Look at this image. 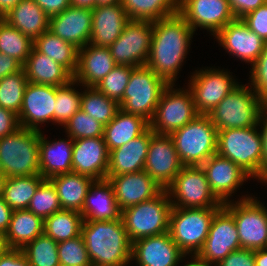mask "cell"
Instances as JSON below:
<instances>
[{
  "label": "cell",
  "instance_id": "14",
  "mask_svg": "<svg viewBox=\"0 0 267 266\" xmlns=\"http://www.w3.org/2000/svg\"><path fill=\"white\" fill-rule=\"evenodd\" d=\"M241 249L233 215L221 206L214 214L208 236L194 257L197 261L215 266L232 251Z\"/></svg>",
  "mask_w": 267,
  "mask_h": 266
},
{
  "label": "cell",
  "instance_id": "49",
  "mask_svg": "<svg viewBox=\"0 0 267 266\" xmlns=\"http://www.w3.org/2000/svg\"><path fill=\"white\" fill-rule=\"evenodd\" d=\"M249 29L267 42V3L241 18Z\"/></svg>",
  "mask_w": 267,
  "mask_h": 266
},
{
  "label": "cell",
  "instance_id": "59",
  "mask_svg": "<svg viewBox=\"0 0 267 266\" xmlns=\"http://www.w3.org/2000/svg\"><path fill=\"white\" fill-rule=\"evenodd\" d=\"M255 266H267V248L255 250Z\"/></svg>",
  "mask_w": 267,
  "mask_h": 266
},
{
  "label": "cell",
  "instance_id": "61",
  "mask_svg": "<svg viewBox=\"0 0 267 266\" xmlns=\"http://www.w3.org/2000/svg\"><path fill=\"white\" fill-rule=\"evenodd\" d=\"M8 245L6 243L5 233L0 231V256L8 250Z\"/></svg>",
  "mask_w": 267,
  "mask_h": 266
},
{
  "label": "cell",
  "instance_id": "38",
  "mask_svg": "<svg viewBox=\"0 0 267 266\" xmlns=\"http://www.w3.org/2000/svg\"><path fill=\"white\" fill-rule=\"evenodd\" d=\"M83 221L81 213L62 209L44 220V234L55 242L70 240L81 235Z\"/></svg>",
  "mask_w": 267,
  "mask_h": 266
},
{
  "label": "cell",
  "instance_id": "42",
  "mask_svg": "<svg viewBox=\"0 0 267 266\" xmlns=\"http://www.w3.org/2000/svg\"><path fill=\"white\" fill-rule=\"evenodd\" d=\"M28 83L24 69L0 80V106L19 114L25 87Z\"/></svg>",
  "mask_w": 267,
  "mask_h": 266
},
{
  "label": "cell",
  "instance_id": "55",
  "mask_svg": "<svg viewBox=\"0 0 267 266\" xmlns=\"http://www.w3.org/2000/svg\"><path fill=\"white\" fill-rule=\"evenodd\" d=\"M258 126L262 138V171L267 169V106L261 111Z\"/></svg>",
  "mask_w": 267,
  "mask_h": 266
},
{
  "label": "cell",
  "instance_id": "50",
  "mask_svg": "<svg viewBox=\"0 0 267 266\" xmlns=\"http://www.w3.org/2000/svg\"><path fill=\"white\" fill-rule=\"evenodd\" d=\"M215 266H255V250L241 248L232 251Z\"/></svg>",
  "mask_w": 267,
  "mask_h": 266
},
{
  "label": "cell",
  "instance_id": "8",
  "mask_svg": "<svg viewBox=\"0 0 267 266\" xmlns=\"http://www.w3.org/2000/svg\"><path fill=\"white\" fill-rule=\"evenodd\" d=\"M220 207H172L169 216V233L179 249L191 258L203 247L212 219Z\"/></svg>",
  "mask_w": 267,
  "mask_h": 266
},
{
  "label": "cell",
  "instance_id": "35",
  "mask_svg": "<svg viewBox=\"0 0 267 266\" xmlns=\"http://www.w3.org/2000/svg\"><path fill=\"white\" fill-rule=\"evenodd\" d=\"M34 48L65 67L72 75L75 74L78 48L72 43L64 41L48 30L34 40Z\"/></svg>",
  "mask_w": 267,
  "mask_h": 266
},
{
  "label": "cell",
  "instance_id": "60",
  "mask_svg": "<svg viewBox=\"0 0 267 266\" xmlns=\"http://www.w3.org/2000/svg\"><path fill=\"white\" fill-rule=\"evenodd\" d=\"M71 6L93 9L95 8V0H70Z\"/></svg>",
  "mask_w": 267,
  "mask_h": 266
},
{
  "label": "cell",
  "instance_id": "13",
  "mask_svg": "<svg viewBox=\"0 0 267 266\" xmlns=\"http://www.w3.org/2000/svg\"><path fill=\"white\" fill-rule=\"evenodd\" d=\"M238 83L230 71L213 67L195 70L187 86L199 115H208Z\"/></svg>",
  "mask_w": 267,
  "mask_h": 266
},
{
  "label": "cell",
  "instance_id": "30",
  "mask_svg": "<svg viewBox=\"0 0 267 266\" xmlns=\"http://www.w3.org/2000/svg\"><path fill=\"white\" fill-rule=\"evenodd\" d=\"M22 68L28 82L62 86L73 80V75L50 57L38 52L34 47Z\"/></svg>",
  "mask_w": 267,
  "mask_h": 266
},
{
  "label": "cell",
  "instance_id": "19",
  "mask_svg": "<svg viewBox=\"0 0 267 266\" xmlns=\"http://www.w3.org/2000/svg\"><path fill=\"white\" fill-rule=\"evenodd\" d=\"M214 37L227 53L251 65L259 57L266 43L251 31L241 18L229 22Z\"/></svg>",
  "mask_w": 267,
  "mask_h": 266
},
{
  "label": "cell",
  "instance_id": "9",
  "mask_svg": "<svg viewBox=\"0 0 267 266\" xmlns=\"http://www.w3.org/2000/svg\"><path fill=\"white\" fill-rule=\"evenodd\" d=\"M168 85L146 65L134 67L123 98L119 102L120 109L150 122L162 92Z\"/></svg>",
  "mask_w": 267,
  "mask_h": 266
},
{
  "label": "cell",
  "instance_id": "17",
  "mask_svg": "<svg viewBox=\"0 0 267 266\" xmlns=\"http://www.w3.org/2000/svg\"><path fill=\"white\" fill-rule=\"evenodd\" d=\"M178 13L194 32L199 27L213 36L235 19L229 0H179Z\"/></svg>",
  "mask_w": 267,
  "mask_h": 266
},
{
  "label": "cell",
  "instance_id": "41",
  "mask_svg": "<svg viewBox=\"0 0 267 266\" xmlns=\"http://www.w3.org/2000/svg\"><path fill=\"white\" fill-rule=\"evenodd\" d=\"M57 248L58 242L42 234L21 250L30 266H60Z\"/></svg>",
  "mask_w": 267,
  "mask_h": 266
},
{
  "label": "cell",
  "instance_id": "48",
  "mask_svg": "<svg viewBox=\"0 0 267 266\" xmlns=\"http://www.w3.org/2000/svg\"><path fill=\"white\" fill-rule=\"evenodd\" d=\"M250 68V82L248 84L257 95L267 104V42L264 49L251 65Z\"/></svg>",
  "mask_w": 267,
  "mask_h": 266
},
{
  "label": "cell",
  "instance_id": "51",
  "mask_svg": "<svg viewBox=\"0 0 267 266\" xmlns=\"http://www.w3.org/2000/svg\"><path fill=\"white\" fill-rule=\"evenodd\" d=\"M18 128V115L0 106V138L14 133Z\"/></svg>",
  "mask_w": 267,
  "mask_h": 266
},
{
  "label": "cell",
  "instance_id": "2",
  "mask_svg": "<svg viewBox=\"0 0 267 266\" xmlns=\"http://www.w3.org/2000/svg\"><path fill=\"white\" fill-rule=\"evenodd\" d=\"M81 235L92 266H127L131 263L132 242L122 218L84 220Z\"/></svg>",
  "mask_w": 267,
  "mask_h": 266
},
{
  "label": "cell",
  "instance_id": "26",
  "mask_svg": "<svg viewBox=\"0 0 267 266\" xmlns=\"http://www.w3.org/2000/svg\"><path fill=\"white\" fill-rule=\"evenodd\" d=\"M129 17L121 3L100 5L92 9L90 44L109 47L123 32Z\"/></svg>",
  "mask_w": 267,
  "mask_h": 266
},
{
  "label": "cell",
  "instance_id": "36",
  "mask_svg": "<svg viewBox=\"0 0 267 266\" xmlns=\"http://www.w3.org/2000/svg\"><path fill=\"white\" fill-rule=\"evenodd\" d=\"M131 20L158 21L179 11V0H121Z\"/></svg>",
  "mask_w": 267,
  "mask_h": 266
},
{
  "label": "cell",
  "instance_id": "11",
  "mask_svg": "<svg viewBox=\"0 0 267 266\" xmlns=\"http://www.w3.org/2000/svg\"><path fill=\"white\" fill-rule=\"evenodd\" d=\"M169 84L160 97L149 127L155 134L170 135L193 121L199 113L196 110L191 91L175 89Z\"/></svg>",
  "mask_w": 267,
  "mask_h": 266
},
{
  "label": "cell",
  "instance_id": "39",
  "mask_svg": "<svg viewBox=\"0 0 267 266\" xmlns=\"http://www.w3.org/2000/svg\"><path fill=\"white\" fill-rule=\"evenodd\" d=\"M83 88L85 89L81 95V110L104 126L110 123L120 110L119 103L99 92L95 87Z\"/></svg>",
  "mask_w": 267,
  "mask_h": 266
},
{
  "label": "cell",
  "instance_id": "63",
  "mask_svg": "<svg viewBox=\"0 0 267 266\" xmlns=\"http://www.w3.org/2000/svg\"><path fill=\"white\" fill-rule=\"evenodd\" d=\"M192 260L188 263H185V265L183 266H212V265H207V264H203L199 261H197L194 257L191 258Z\"/></svg>",
  "mask_w": 267,
  "mask_h": 266
},
{
  "label": "cell",
  "instance_id": "15",
  "mask_svg": "<svg viewBox=\"0 0 267 266\" xmlns=\"http://www.w3.org/2000/svg\"><path fill=\"white\" fill-rule=\"evenodd\" d=\"M151 21L129 20L121 36L108 49L117 65H146L152 43Z\"/></svg>",
  "mask_w": 267,
  "mask_h": 266
},
{
  "label": "cell",
  "instance_id": "65",
  "mask_svg": "<svg viewBox=\"0 0 267 266\" xmlns=\"http://www.w3.org/2000/svg\"><path fill=\"white\" fill-rule=\"evenodd\" d=\"M5 178V175L0 171V197L2 196Z\"/></svg>",
  "mask_w": 267,
  "mask_h": 266
},
{
  "label": "cell",
  "instance_id": "24",
  "mask_svg": "<svg viewBox=\"0 0 267 266\" xmlns=\"http://www.w3.org/2000/svg\"><path fill=\"white\" fill-rule=\"evenodd\" d=\"M92 9L69 6L62 13L49 18V31L78 49L90 41Z\"/></svg>",
  "mask_w": 267,
  "mask_h": 266
},
{
  "label": "cell",
  "instance_id": "46",
  "mask_svg": "<svg viewBox=\"0 0 267 266\" xmlns=\"http://www.w3.org/2000/svg\"><path fill=\"white\" fill-rule=\"evenodd\" d=\"M63 127L66 129V135L73 140L103 137L104 125L81 109Z\"/></svg>",
  "mask_w": 267,
  "mask_h": 266
},
{
  "label": "cell",
  "instance_id": "37",
  "mask_svg": "<svg viewBox=\"0 0 267 266\" xmlns=\"http://www.w3.org/2000/svg\"><path fill=\"white\" fill-rule=\"evenodd\" d=\"M44 180L41 175L5 178L1 197L12 210L27 209L38 186Z\"/></svg>",
  "mask_w": 267,
  "mask_h": 266
},
{
  "label": "cell",
  "instance_id": "12",
  "mask_svg": "<svg viewBox=\"0 0 267 266\" xmlns=\"http://www.w3.org/2000/svg\"><path fill=\"white\" fill-rule=\"evenodd\" d=\"M166 190L172 207L194 209L224 205L212 192L201 166H183Z\"/></svg>",
  "mask_w": 267,
  "mask_h": 266
},
{
  "label": "cell",
  "instance_id": "62",
  "mask_svg": "<svg viewBox=\"0 0 267 266\" xmlns=\"http://www.w3.org/2000/svg\"><path fill=\"white\" fill-rule=\"evenodd\" d=\"M121 3V0H95V7L100 5H112Z\"/></svg>",
  "mask_w": 267,
  "mask_h": 266
},
{
  "label": "cell",
  "instance_id": "43",
  "mask_svg": "<svg viewBox=\"0 0 267 266\" xmlns=\"http://www.w3.org/2000/svg\"><path fill=\"white\" fill-rule=\"evenodd\" d=\"M79 84L73 79L68 84L56 87V105L54 123L64 126L67 121L81 109L82 92L74 87ZM74 86V87H73Z\"/></svg>",
  "mask_w": 267,
  "mask_h": 266
},
{
  "label": "cell",
  "instance_id": "56",
  "mask_svg": "<svg viewBox=\"0 0 267 266\" xmlns=\"http://www.w3.org/2000/svg\"><path fill=\"white\" fill-rule=\"evenodd\" d=\"M22 69V65L7 54L0 53V80Z\"/></svg>",
  "mask_w": 267,
  "mask_h": 266
},
{
  "label": "cell",
  "instance_id": "10",
  "mask_svg": "<svg viewBox=\"0 0 267 266\" xmlns=\"http://www.w3.org/2000/svg\"><path fill=\"white\" fill-rule=\"evenodd\" d=\"M256 198L242 195L238 201L223 205L235 219L242 249L267 248V207Z\"/></svg>",
  "mask_w": 267,
  "mask_h": 266
},
{
  "label": "cell",
  "instance_id": "1",
  "mask_svg": "<svg viewBox=\"0 0 267 266\" xmlns=\"http://www.w3.org/2000/svg\"><path fill=\"white\" fill-rule=\"evenodd\" d=\"M152 28L146 66L168 84H175L195 32L179 13L152 22Z\"/></svg>",
  "mask_w": 267,
  "mask_h": 266
},
{
  "label": "cell",
  "instance_id": "58",
  "mask_svg": "<svg viewBox=\"0 0 267 266\" xmlns=\"http://www.w3.org/2000/svg\"><path fill=\"white\" fill-rule=\"evenodd\" d=\"M20 1L21 0H0V18L6 15V13Z\"/></svg>",
  "mask_w": 267,
  "mask_h": 266
},
{
  "label": "cell",
  "instance_id": "40",
  "mask_svg": "<svg viewBox=\"0 0 267 266\" xmlns=\"http://www.w3.org/2000/svg\"><path fill=\"white\" fill-rule=\"evenodd\" d=\"M34 41L0 18V53L16 59L22 66L28 59Z\"/></svg>",
  "mask_w": 267,
  "mask_h": 266
},
{
  "label": "cell",
  "instance_id": "57",
  "mask_svg": "<svg viewBox=\"0 0 267 266\" xmlns=\"http://www.w3.org/2000/svg\"><path fill=\"white\" fill-rule=\"evenodd\" d=\"M13 210L9 205L0 197V231L6 232L8 230Z\"/></svg>",
  "mask_w": 267,
  "mask_h": 266
},
{
  "label": "cell",
  "instance_id": "64",
  "mask_svg": "<svg viewBox=\"0 0 267 266\" xmlns=\"http://www.w3.org/2000/svg\"><path fill=\"white\" fill-rule=\"evenodd\" d=\"M260 180V183L263 184V182L267 185V169L261 172V174L256 178Z\"/></svg>",
  "mask_w": 267,
  "mask_h": 266
},
{
  "label": "cell",
  "instance_id": "29",
  "mask_svg": "<svg viewBox=\"0 0 267 266\" xmlns=\"http://www.w3.org/2000/svg\"><path fill=\"white\" fill-rule=\"evenodd\" d=\"M83 220L110 221L121 218L114 189L108 179L95 180L81 210Z\"/></svg>",
  "mask_w": 267,
  "mask_h": 266
},
{
  "label": "cell",
  "instance_id": "18",
  "mask_svg": "<svg viewBox=\"0 0 267 266\" xmlns=\"http://www.w3.org/2000/svg\"><path fill=\"white\" fill-rule=\"evenodd\" d=\"M55 103V86L28 82L18 114L20 127L41 131L40 124L45 122L54 124Z\"/></svg>",
  "mask_w": 267,
  "mask_h": 266
},
{
  "label": "cell",
  "instance_id": "21",
  "mask_svg": "<svg viewBox=\"0 0 267 266\" xmlns=\"http://www.w3.org/2000/svg\"><path fill=\"white\" fill-rule=\"evenodd\" d=\"M214 195L224 204L239 190L244 181L252 178L239 165L218 154L211 156L201 165Z\"/></svg>",
  "mask_w": 267,
  "mask_h": 266
},
{
  "label": "cell",
  "instance_id": "6",
  "mask_svg": "<svg viewBox=\"0 0 267 266\" xmlns=\"http://www.w3.org/2000/svg\"><path fill=\"white\" fill-rule=\"evenodd\" d=\"M259 127L218 131L216 154L239 165L251 177L262 172V138Z\"/></svg>",
  "mask_w": 267,
  "mask_h": 266
},
{
  "label": "cell",
  "instance_id": "52",
  "mask_svg": "<svg viewBox=\"0 0 267 266\" xmlns=\"http://www.w3.org/2000/svg\"><path fill=\"white\" fill-rule=\"evenodd\" d=\"M266 3L267 0H229L230 8L235 18H242L247 13Z\"/></svg>",
  "mask_w": 267,
  "mask_h": 266
},
{
  "label": "cell",
  "instance_id": "23",
  "mask_svg": "<svg viewBox=\"0 0 267 266\" xmlns=\"http://www.w3.org/2000/svg\"><path fill=\"white\" fill-rule=\"evenodd\" d=\"M109 165V152L103 137L73 140L72 172L104 180Z\"/></svg>",
  "mask_w": 267,
  "mask_h": 266
},
{
  "label": "cell",
  "instance_id": "16",
  "mask_svg": "<svg viewBox=\"0 0 267 266\" xmlns=\"http://www.w3.org/2000/svg\"><path fill=\"white\" fill-rule=\"evenodd\" d=\"M183 166L172 138L154 134L150 139L144 170L160 188L166 190Z\"/></svg>",
  "mask_w": 267,
  "mask_h": 266
},
{
  "label": "cell",
  "instance_id": "45",
  "mask_svg": "<svg viewBox=\"0 0 267 266\" xmlns=\"http://www.w3.org/2000/svg\"><path fill=\"white\" fill-rule=\"evenodd\" d=\"M133 68L134 67L129 65H117L95 86V88L110 99L119 103L123 98Z\"/></svg>",
  "mask_w": 267,
  "mask_h": 266
},
{
  "label": "cell",
  "instance_id": "34",
  "mask_svg": "<svg viewBox=\"0 0 267 266\" xmlns=\"http://www.w3.org/2000/svg\"><path fill=\"white\" fill-rule=\"evenodd\" d=\"M44 234V220L27 209L13 210L5 232L9 249H22L36 237Z\"/></svg>",
  "mask_w": 267,
  "mask_h": 266
},
{
  "label": "cell",
  "instance_id": "25",
  "mask_svg": "<svg viewBox=\"0 0 267 266\" xmlns=\"http://www.w3.org/2000/svg\"><path fill=\"white\" fill-rule=\"evenodd\" d=\"M117 66L108 47L88 43L78 49L77 69L73 79L84 87H95Z\"/></svg>",
  "mask_w": 267,
  "mask_h": 266
},
{
  "label": "cell",
  "instance_id": "53",
  "mask_svg": "<svg viewBox=\"0 0 267 266\" xmlns=\"http://www.w3.org/2000/svg\"><path fill=\"white\" fill-rule=\"evenodd\" d=\"M0 266H30L21 249H8L0 256Z\"/></svg>",
  "mask_w": 267,
  "mask_h": 266
},
{
  "label": "cell",
  "instance_id": "4",
  "mask_svg": "<svg viewBox=\"0 0 267 266\" xmlns=\"http://www.w3.org/2000/svg\"><path fill=\"white\" fill-rule=\"evenodd\" d=\"M267 104L249 87L239 84L208 114L217 131L258 125Z\"/></svg>",
  "mask_w": 267,
  "mask_h": 266
},
{
  "label": "cell",
  "instance_id": "5",
  "mask_svg": "<svg viewBox=\"0 0 267 266\" xmlns=\"http://www.w3.org/2000/svg\"><path fill=\"white\" fill-rule=\"evenodd\" d=\"M217 134L209 116L198 115L169 136L184 166H201L216 154Z\"/></svg>",
  "mask_w": 267,
  "mask_h": 266
},
{
  "label": "cell",
  "instance_id": "28",
  "mask_svg": "<svg viewBox=\"0 0 267 266\" xmlns=\"http://www.w3.org/2000/svg\"><path fill=\"white\" fill-rule=\"evenodd\" d=\"M47 140L40 133L39 157L40 175L50 179L56 175L72 172L73 139Z\"/></svg>",
  "mask_w": 267,
  "mask_h": 266
},
{
  "label": "cell",
  "instance_id": "31",
  "mask_svg": "<svg viewBox=\"0 0 267 266\" xmlns=\"http://www.w3.org/2000/svg\"><path fill=\"white\" fill-rule=\"evenodd\" d=\"M33 41L49 30V16L34 0H21L2 17Z\"/></svg>",
  "mask_w": 267,
  "mask_h": 266
},
{
  "label": "cell",
  "instance_id": "7",
  "mask_svg": "<svg viewBox=\"0 0 267 266\" xmlns=\"http://www.w3.org/2000/svg\"><path fill=\"white\" fill-rule=\"evenodd\" d=\"M171 208L169 194L167 190H162L153 199L121 211V218L131 242L169 232Z\"/></svg>",
  "mask_w": 267,
  "mask_h": 266
},
{
  "label": "cell",
  "instance_id": "33",
  "mask_svg": "<svg viewBox=\"0 0 267 266\" xmlns=\"http://www.w3.org/2000/svg\"><path fill=\"white\" fill-rule=\"evenodd\" d=\"M49 180L56 188L62 209L79 213L84 205L86 194L95 181L89 176L74 172L56 175Z\"/></svg>",
  "mask_w": 267,
  "mask_h": 266
},
{
  "label": "cell",
  "instance_id": "32",
  "mask_svg": "<svg viewBox=\"0 0 267 266\" xmlns=\"http://www.w3.org/2000/svg\"><path fill=\"white\" fill-rule=\"evenodd\" d=\"M148 128L149 122L146 119L120 109L113 120L104 126L103 138L108 152L127 144Z\"/></svg>",
  "mask_w": 267,
  "mask_h": 266
},
{
  "label": "cell",
  "instance_id": "3",
  "mask_svg": "<svg viewBox=\"0 0 267 266\" xmlns=\"http://www.w3.org/2000/svg\"><path fill=\"white\" fill-rule=\"evenodd\" d=\"M40 133L20 127L0 138V171L6 178L40 175Z\"/></svg>",
  "mask_w": 267,
  "mask_h": 266
},
{
  "label": "cell",
  "instance_id": "27",
  "mask_svg": "<svg viewBox=\"0 0 267 266\" xmlns=\"http://www.w3.org/2000/svg\"><path fill=\"white\" fill-rule=\"evenodd\" d=\"M155 133L149 127L127 144L109 152L107 176H117L144 170L151 137Z\"/></svg>",
  "mask_w": 267,
  "mask_h": 266
},
{
  "label": "cell",
  "instance_id": "44",
  "mask_svg": "<svg viewBox=\"0 0 267 266\" xmlns=\"http://www.w3.org/2000/svg\"><path fill=\"white\" fill-rule=\"evenodd\" d=\"M27 210L43 220L62 210L56 188L49 179H45L38 186Z\"/></svg>",
  "mask_w": 267,
  "mask_h": 266
},
{
  "label": "cell",
  "instance_id": "47",
  "mask_svg": "<svg viewBox=\"0 0 267 266\" xmlns=\"http://www.w3.org/2000/svg\"><path fill=\"white\" fill-rule=\"evenodd\" d=\"M60 266H92L82 235L58 242Z\"/></svg>",
  "mask_w": 267,
  "mask_h": 266
},
{
  "label": "cell",
  "instance_id": "54",
  "mask_svg": "<svg viewBox=\"0 0 267 266\" xmlns=\"http://www.w3.org/2000/svg\"><path fill=\"white\" fill-rule=\"evenodd\" d=\"M36 4L49 16L62 13L71 3L70 0H34Z\"/></svg>",
  "mask_w": 267,
  "mask_h": 266
},
{
  "label": "cell",
  "instance_id": "22",
  "mask_svg": "<svg viewBox=\"0 0 267 266\" xmlns=\"http://www.w3.org/2000/svg\"><path fill=\"white\" fill-rule=\"evenodd\" d=\"M114 189L120 211L157 196L163 189L145 171L106 176Z\"/></svg>",
  "mask_w": 267,
  "mask_h": 266
},
{
  "label": "cell",
  "instance_id": "20",
  "mask_svg": "<svg viewBox=\"0 0 267 266\" xmlns=\"http://www.w3.org/2000/svg\"><path fill=\"white\" fill-rule=\"evenodd\" d=\"M185 257L169 232L132 243L131 261L135 260L136 266H179Z\"/></svg>",
  "mask_w": 267,
  "mask_h": 266
}]
</instances>
